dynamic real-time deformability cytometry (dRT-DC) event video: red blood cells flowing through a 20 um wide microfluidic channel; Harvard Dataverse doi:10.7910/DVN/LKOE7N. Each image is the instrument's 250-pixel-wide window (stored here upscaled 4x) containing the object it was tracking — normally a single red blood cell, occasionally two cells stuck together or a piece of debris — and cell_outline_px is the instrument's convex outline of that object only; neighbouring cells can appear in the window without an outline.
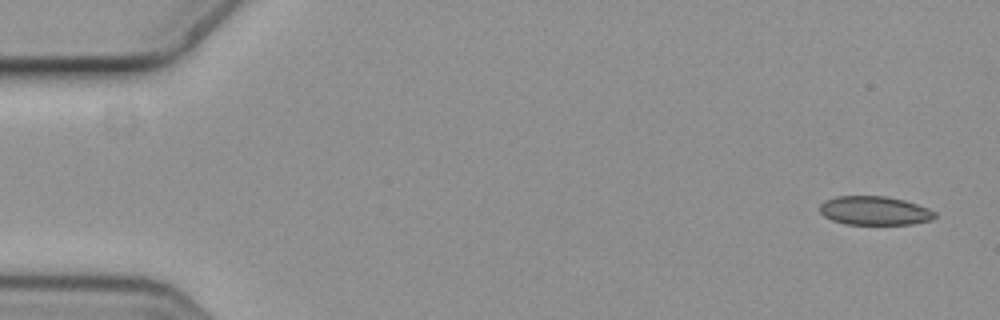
{"species": "common noctule bat (a hibernating species)", "species_latin": "Nyctalus noctula", "temperature_condition": "cold", "stored_images_in_passage": 6, "camera_frame_rate_fps": 3000, "um_per_image_px": 0.085, "animal": {"sex": "female", "body_mass_g": 19.3, "forearm_length_mm": 54.1}, "frame": {"image": 1, "passage_image": 1, "time_ms": 0.0, "image_size_px": [1000, 320], "cell_outline_px": [[936, 216], [932, 220], [912, 224], [844, 224], [832, 220], [824, 216], [820, 212], [820, 204], [824, 200], [836, 196], [888, 196], [904, 200], [928, 208], [936, 212]], "centroid_in_image_um": [74.33, 17.9], "position_along_channel_um": 10.7, "area_um2": 19.42}}
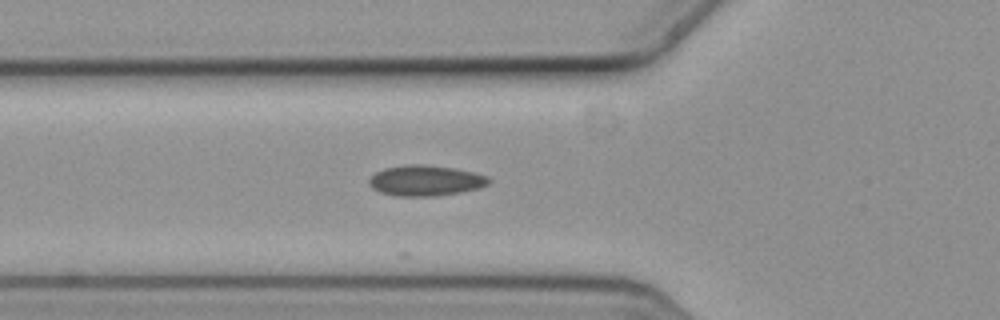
{"frame": {"image": 2, "passage_image": 6, "time_ms": 1.667, "image_size_px": [1000, 320], "cell_outline_px": [[492, 180], [488, 184], [480, 188], [460, 192], [436, 196], [396, 196], [380, 192], [372, 188], [368, 184], [368, 180], [376, 172], [384, 168], [408, 164], [424, 164], [456, 168], [488, 176]], "centroid_in_image_um": [36.17, 15.34], "position_along_channel_um": 89.6, "area_um2": 21.5}}